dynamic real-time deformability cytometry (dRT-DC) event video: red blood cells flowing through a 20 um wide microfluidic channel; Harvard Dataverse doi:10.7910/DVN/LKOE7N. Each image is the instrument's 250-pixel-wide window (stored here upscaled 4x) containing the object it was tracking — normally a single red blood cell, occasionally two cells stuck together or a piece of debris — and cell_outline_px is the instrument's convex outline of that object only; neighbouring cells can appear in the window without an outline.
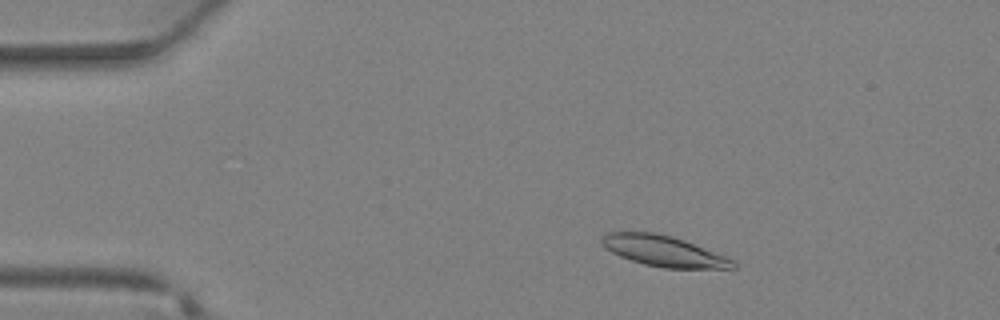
{"species": "Egyptian fruit bat (a non-hibernating species)", "species_latin": "Rousettus aegyptiacus", "temperature_condition": "warm", "stored_images_in_passage": 36, "camera_frame_rate_fps": 3000, "um_per_image_px": 0.085, "animal": {"sex": "female"}, "frame": {"image": 1, "passage_image": 4, "time_ms": 1.0, "image_size_px": [1000, 320], "cell_outline_px": [[736, 268], [664, 268], [644, 264], [620, 256], [604, 248], [600, 240], [608, 232], [656, 232], [672, 236], [684, 240], [736, 260]], "centroid_in_image_um": [56.42, 21.34], "position_along_channel_um": 28.6, "area_um2": 23.41}}
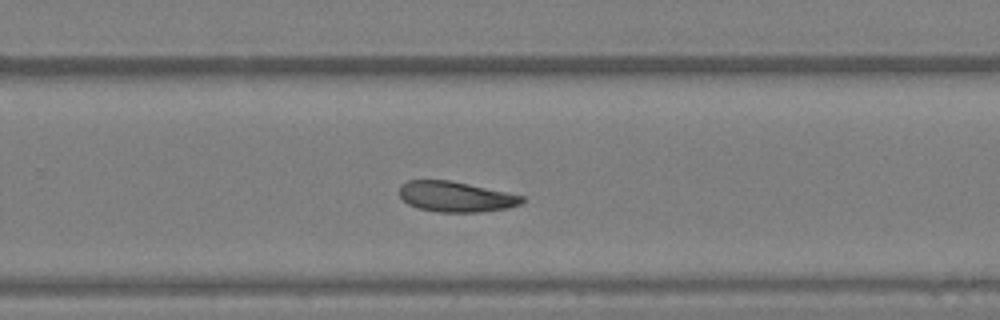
{"frame": {"image": 2, "passage_image": 22, "time_ms": 7.0, "image_size_px": [1000, 320], "cell_outline_px": [[524, 200], [520, 204], [508, 208], [480, 212], [436, 212], [416, 208], [408, 204], [400, 196], [400, 184], [408, 180], [448, 180], [468, 184], [524, 196]], "centroid_in_image_um": [38.71, 16.73], "position_along_channel_um": 291.1, "area_um2": 21.68}}
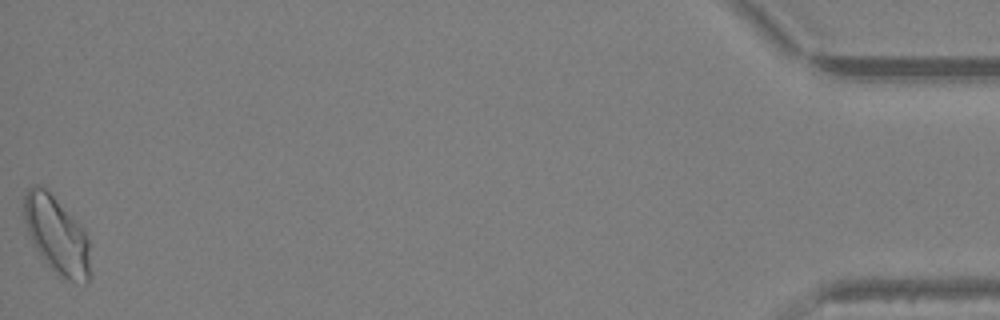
{"frame": {"image": 3, "passage_image": 35, "time_ms": 11.333, "image_size_px": [1000, 320], "cell_outline_px": [[88, 280], [84, 284], [64, 280], [44, 260], [32, 244], [24, 220], [24, 192], [28, 188], [36, 184], [40, 184], [84, 228], [88, 240]], "centroid_in_image_um": [4.79, 19.98], "position_along_channel_um": 430.4, "area_um2": 29.36}}